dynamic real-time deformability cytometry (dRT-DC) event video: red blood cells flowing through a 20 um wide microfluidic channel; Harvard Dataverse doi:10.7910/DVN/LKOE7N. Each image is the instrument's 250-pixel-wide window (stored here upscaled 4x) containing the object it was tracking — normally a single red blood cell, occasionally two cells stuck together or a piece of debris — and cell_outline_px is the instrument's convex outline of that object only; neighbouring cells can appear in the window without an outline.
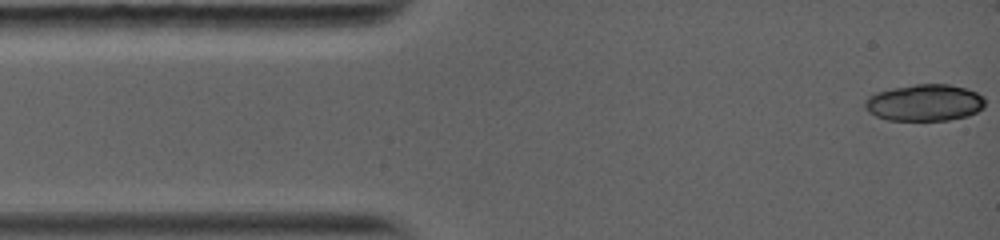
{"species": "common noctule bat (a hibernating species)", "species_latin": "Nyctalus noctula", "temperature_condition": "warm", "stored_images_in_passage": 6, "camera_frame_rate_fps": 5000, "um_per_image_px": 0.085, "animal": {"sex": "female", "body_mass_g": 19.0, "forearm_length_mm": 56.7}, "frame": {"image": 1, "passage_image": 1, "time_ms": 0.0, "image_size_px": [1000, 240], "cell_outline_px": [[984, 108], [968, 116], [948, 120], [888, 120], [876, 116], [868, 112], [864, 108], [864, 100], [868, 96], [876, 92], [892, 88], [916, 84], [948, 84], [968, 88], [984, 96]], "centroid_in_image_um": [78.58, 8.72], "position_along_channel_um": 6.4, "area_um2": 25.95}}